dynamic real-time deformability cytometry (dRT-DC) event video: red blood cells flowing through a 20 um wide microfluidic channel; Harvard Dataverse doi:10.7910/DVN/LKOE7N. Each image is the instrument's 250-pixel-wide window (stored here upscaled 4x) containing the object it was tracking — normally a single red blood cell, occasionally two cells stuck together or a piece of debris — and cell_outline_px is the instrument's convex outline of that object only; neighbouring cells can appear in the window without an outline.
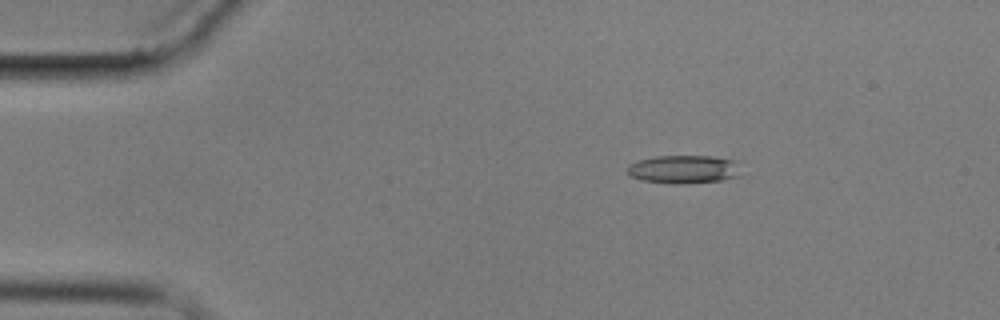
{"species": "common noctule bat (a hibernating species)", "species_latin": "Nyctalus noctula", "temperature_condition": "cold", "stored_images_in_passage": 3, "camera_frame_rate_fps": 3000, "um_per_image_px": 0.085, "animal": {"sex": "male", "body_mass_g": 17.9}, "frame": {"image": 1, "passage_image": 2, "time_ms": 1.667, "image_size_px": [1000, 320], "cell_outline_px": [[740, 176], [720, 180], [680, 184], [668, 184], [640, 180], [628, 176], [628, 164], [636, 160], [656, 156], [708, 156], [740, 160]], "centroid_in_image_um": [58.12, 14.39], "position_along_channel_um": 26.9, "area_um2": 19.19}}